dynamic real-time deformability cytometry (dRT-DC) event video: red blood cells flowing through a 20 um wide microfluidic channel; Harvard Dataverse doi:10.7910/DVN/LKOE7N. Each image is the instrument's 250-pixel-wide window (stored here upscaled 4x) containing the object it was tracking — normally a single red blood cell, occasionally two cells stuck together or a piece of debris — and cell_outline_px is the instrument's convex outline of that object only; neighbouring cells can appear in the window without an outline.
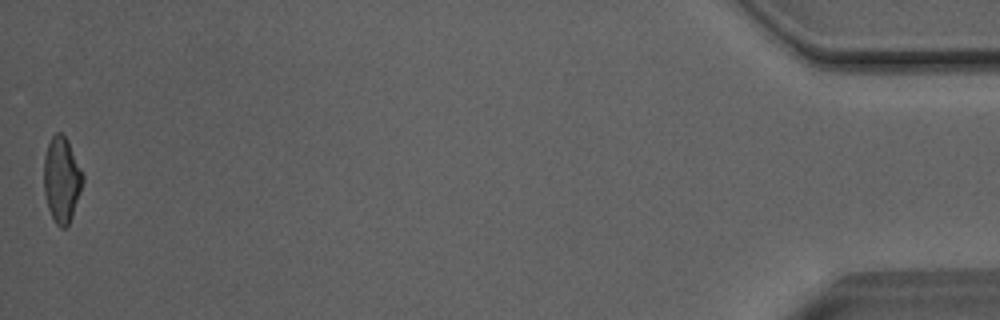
{"species": "Egyptian fruit bat (a non-hibernating species)", "species_latin": "Rousettus aegyptiacus", "temperature_condition": "room temperature", "stored_images_in_passage": 38, "camera_frame_rate_fps": 3000, "um_per_image_px": 0.085, "animal": {"sex": "male"}, "frame": {"image": 1, "passage_image": 38, "time_ms": 12.333, "image_size_px": [1000, 320], "cell_outline_px": [[84, 180], [72, 216], [68, 224], [64, 228], [60, 228], [56, 224], [48, 208], [44, 192], [44, 156], [48, 144], [52, 136], [56, 132], [60, 132], [68, 140], [84, 172]], "centroid_in_image_um": [5.26, 15.24], "position_along_channel_um": 429.9, "area_um2": 19.48}, "authors_computed_cell_mechanics": {"area_um2": 19.8254, "velocity_mm_per_s": 4.061, "shape_relaxation_time_tau1_ms": 9.2478, "shape_relaxation_time_tau2_ms": 2.7396, "deformation_change_tau1": 0.2637, "deformation_change_tau2": 0.1004}}